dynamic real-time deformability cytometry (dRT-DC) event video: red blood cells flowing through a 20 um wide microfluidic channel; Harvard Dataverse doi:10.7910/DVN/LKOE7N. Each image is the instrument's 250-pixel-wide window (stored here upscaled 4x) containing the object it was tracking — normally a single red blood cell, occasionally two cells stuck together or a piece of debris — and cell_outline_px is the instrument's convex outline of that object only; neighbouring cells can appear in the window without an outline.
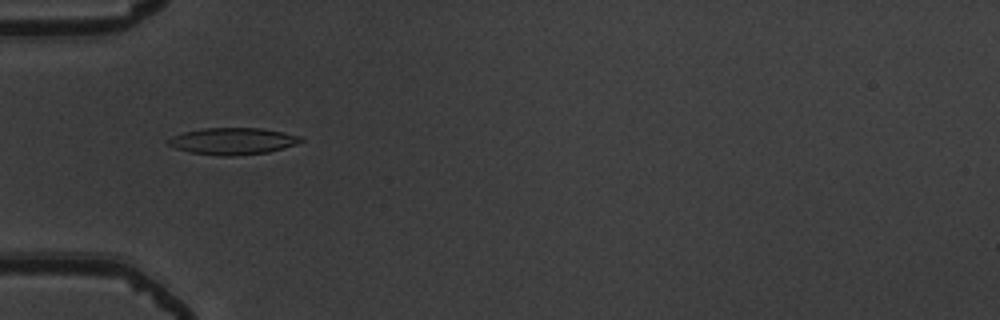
{"species": "common noctule bat (a hibernating species)", "species_latin": "Nyctalus noctula", "temperature_condition": "warm", "stored_images_in_passage": 53, "camera_frame_rate_fps": 3000, "um_per_image_px": 0.085, "animal": {"sex": "male", "body_mass_g": 19.5, "forearm_length_mm": 54.6}, "frame": {"image": 1, "passage_image": 17, "time_ms": 5.333, "image_size_px": [1000, 320], "cell_outline_px": [[304, 140], [296, 144], [284, 148], [268, 152], [236, 156], [216, 156], [188, 152], [176, 148], [168, 144], [168, 140], [172, 136], [184, 132], [204, 128], [260, 128], [304, 136]], "centroid_in_image_um": [19.81, 12.0], "position_along_channel_um": 65.2, "area_um2": 20.81}}
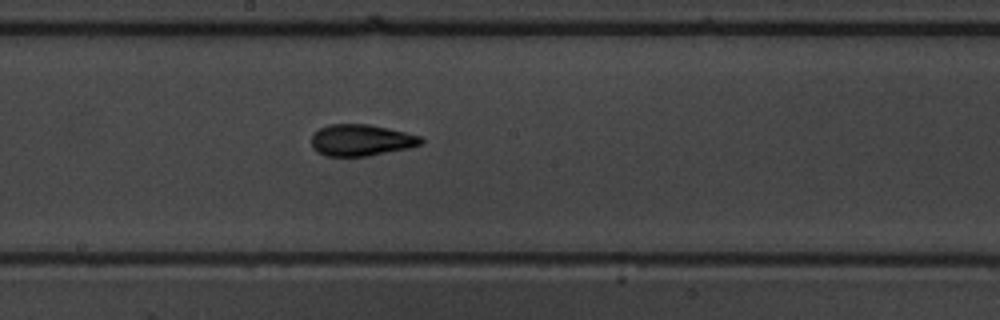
{"frame": {"image": 2, "passage_image": 29, "time_ms": 9.333, "image_size_px": [1000, 320], "cell_outline_px": [[424, 144], [408, 148], [368, 156], [328, 156], [316, 152], [312, 148], [312, 136], [320, 128], [328, 124], [368, 124], [388, 128], [420, 136], [424, 140]], "centroid_in_image_um": [30.7, 11.92], "position_along_channel_um": 217.5, "area_um2": 20.11}}
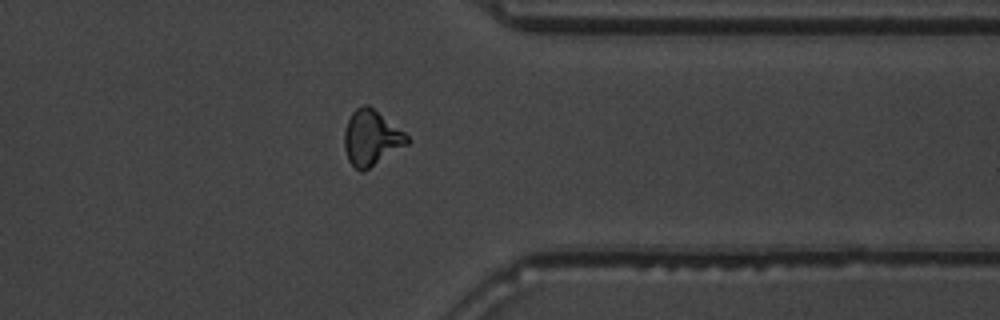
{"frame": {"image": 3, "passage_image": 42, "time_ms": 13.667, "image_size_px": [1000, 320], "cell_outline_px": [[412, 140], [408, 144], [364, 172], [360, 172], [348, 160], [344, 148], [344, 132], [348, 120], [352, 112], [356, 108], [364, 104], [368, 104], [404, 132]], "centroid_in_image_um": [31.56, 11.74], "position_along_channel_um": 379.8, "area_um2": 20.29}, "authors_computed_cell_mechanics": {"area_um2": 19.5364, "velocity_mm_per_s": 3.8585, "shape_relaxation_time_tau1_ms": 5.8075, "shape_relaxation_time_tau2_ms": 1.6149, "deformation_change_tau1": 0.1826, "deformation_change_tau2": 0.0873}}